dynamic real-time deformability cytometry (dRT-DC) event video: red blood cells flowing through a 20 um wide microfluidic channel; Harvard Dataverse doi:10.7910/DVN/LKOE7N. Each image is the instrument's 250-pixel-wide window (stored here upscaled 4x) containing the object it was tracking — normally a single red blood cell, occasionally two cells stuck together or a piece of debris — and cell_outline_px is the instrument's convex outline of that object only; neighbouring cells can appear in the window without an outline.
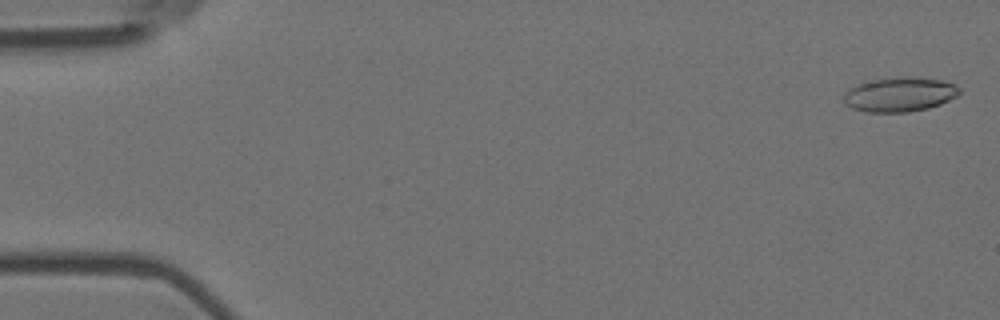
{"species": "Egyptian fruit bat (a non-hibernating species)", "species_latin": "Rousettus aegyptiacus", "temperature_condition": "room temperature", "stored_images_in_passage": 56, "camera_frame_rate_fps": 3000, "um_per_image_px": 0.085, "animal": {"sex": "female"}, "frame": {"image": 1, "passage_image": 2, "time_ms": 0.333, "image_size_px": [1000, 320], "cell_outline_px": [[960, 92], [956, 96], [940, 104], [928, 108], [908, 112], [864, 112], [852, 108], [844, 104], [844, 92], [848, 88], [860, 84], [876, 80], [904, 76], [944, 80], [956, 84], [960, 88]], "centroid_in_image_um": [76.48, 8.03], "position_along_channel_um": 8.5, "area_um2": 23.18}}
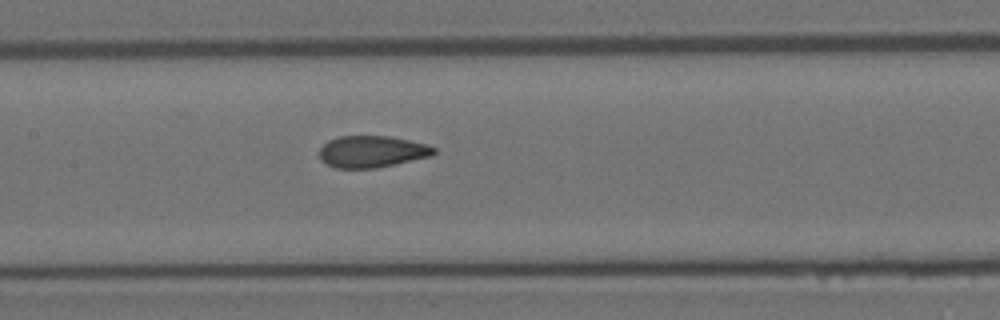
{"frame": {"image": 2, "passage_image": 27, "time_ms": 8.667, "image_size_px": [1000, 320], "cell_outline_px": [[436, 152], [432, 156], [396, 164], [376, 168], [336, 168], [320, 160], [320, 148], [328, 140], [340, 136], [388, 136], [408, 140], [424, 144], [436, 148]], "centroid_in_image_um": [31.61, 12.89], "position_along_channel_um": 175.8, "area_um2": 21.1}}
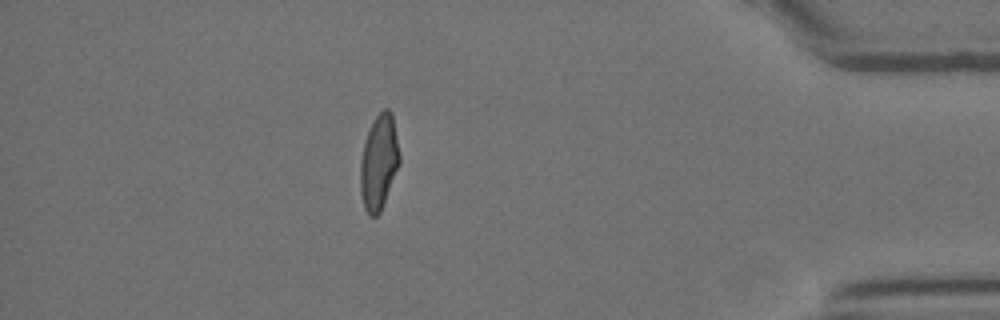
{"frame": {"image": 3, "passage_image": 49, "time_ms": 16.0, "image_size_px": [1000, 320], "cell_outline_px": [[400, 164], [380, 212], [376, 216], [368, 216], [364, 208], [360, 192], [360, 160], [364, 140], [376, 116], [384, 108], [388, 108], [392, 112], [400, 152]], "centroid_in_image_um": [32.21, 13.79], "position_along_channel_um": 403.0, "area_um2": 21.91}, "authors_computed_cell_mechanics": {"area_um2": 21.9062, "velocity_mm_per_s": 3.6925, "shape_relaxation_time_tau1_ms": 7.1211, "shape_relaxation_time_tau2_ms": 1.1642, "deformation_change_tau1": 0.1955, "deformation_change_tau2": 0.0857}}